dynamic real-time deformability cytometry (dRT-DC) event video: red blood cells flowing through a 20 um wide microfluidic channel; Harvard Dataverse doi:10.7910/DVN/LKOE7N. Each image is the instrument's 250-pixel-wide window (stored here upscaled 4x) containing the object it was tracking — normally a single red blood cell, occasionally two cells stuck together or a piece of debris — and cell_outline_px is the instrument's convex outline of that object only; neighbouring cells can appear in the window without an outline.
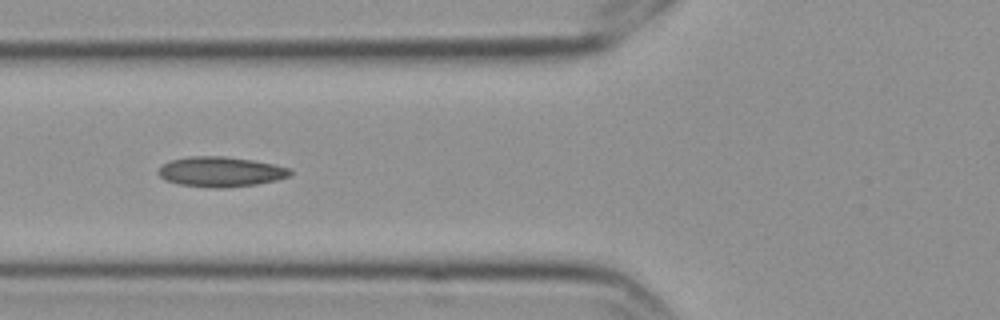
{"species": "Egyptian fruit bat (a non-hibernating species)", "species_latin": "Rousettus aegyptiacus", "temperature_condition": "cold", "stored_images_in_passage": 11, "camera_frame_rate_fps": 3000, "um_per_image_px": 0.085, "frame": {"image": 1, "passage_image": 6, "time_ms": 1.667, "image_size_px": [1000, 320], "cell_outline_px": [[292, 176], [276, 180], [256, 184], [228, 188], [212, 188], [180, 184], [164, 180], [156, 172], [164, 164], [172, 160], [188, 156], [224, 156], [252, 160], [276, 164], [292, 168]], "centroid_in_image_um": [18.8, 14.6], "position_along_channel_um": 107.0, "area_um2": 23.29}}
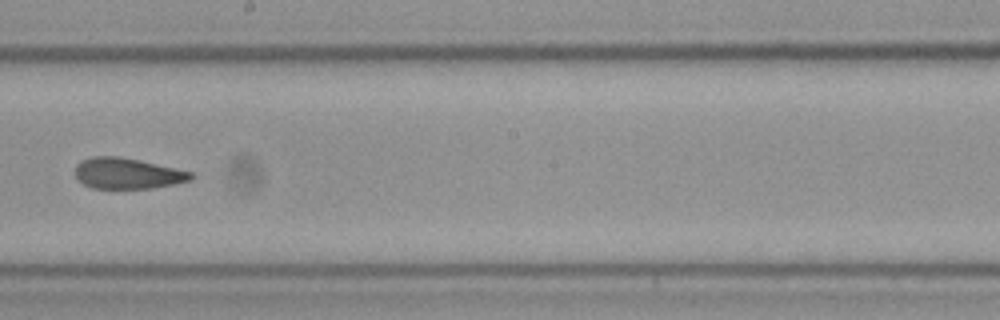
{"frame": {"image": 2, "passage_image": 9, "time_ms": 2.667, "image_size_px": [1000, 320], "cell_outline_px": [[192, 180], [152, 188], [92, 188], [84, 184], [76, 176], [76, 164], [80, 160], [92, 156], [120, 156], [140, 160], [192, 172]], "centroid_in_image_um": [10.81, 14.73], "position_along_channel_um": 237.4, "area_um2": 20.69}}
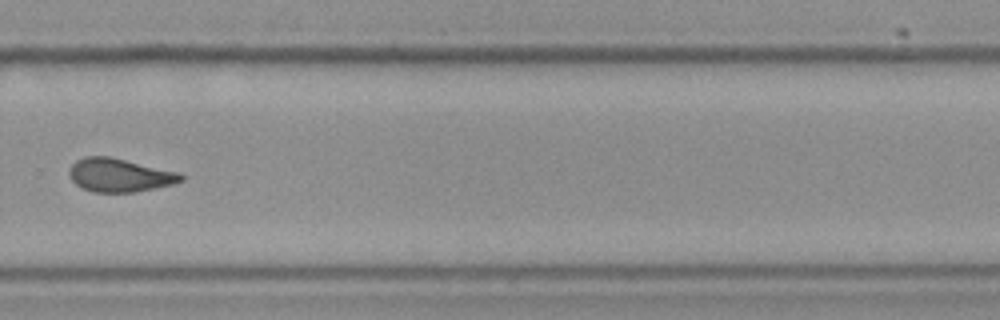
{"frame": {"image": 3, "passage_image": 11, "time_ms": 3.333, "image_size_px": [1000, 320], "cell_outline_px": [[184, 180], [172, 184], [132, 192], [92, 192], [76, 184], [72, 180], [68, 172], [72, 164], [76, 160], [84, 156], [108, 156], [180, 172], [184, 176]], "centroid_in_image_um": [10.15, 14.88], "position_along_channel_um": 319.6, "area_um2": 21.62}}